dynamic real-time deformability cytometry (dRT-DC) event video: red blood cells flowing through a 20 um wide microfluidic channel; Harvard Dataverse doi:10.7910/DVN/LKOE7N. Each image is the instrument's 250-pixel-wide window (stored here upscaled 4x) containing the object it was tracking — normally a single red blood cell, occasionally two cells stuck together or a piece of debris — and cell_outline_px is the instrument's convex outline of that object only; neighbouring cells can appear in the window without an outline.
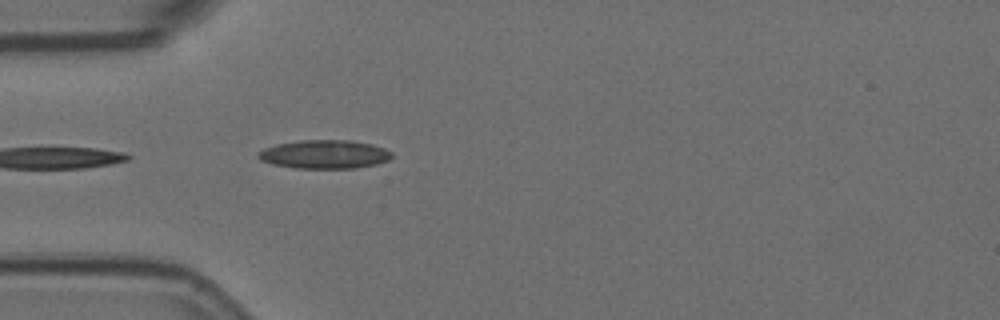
{"species": "Egyptian fruit bat (a non-hibernating species)", "species_latin": "Rousettus aegyptiacus", "temperature_condition": "room temperature", "stored_images_in_passage": 1, "camera_frame_rate_fps": 3000, "um_per_image_px": 0.085, "animal": {"sex": "female"}, "frame": {"image": 1, "passage_image": 1, "time_ms": 0.0, "image_size_px": [1000, 320], "cell_outline_px": [[392, 156], [388, 160], [376, 164], [356, 168], [296, 168], [272, 164], [260, 160], [256, 156], [256, 152], [264, 148], [276, 144], [300, 140], [352, 140], [372, 144], [384, 148], [392, 152]], "centroid_in_image_um": [27.56, 13.11], "position_along_channel_um": 57.4, "area_um2": 22.43}}